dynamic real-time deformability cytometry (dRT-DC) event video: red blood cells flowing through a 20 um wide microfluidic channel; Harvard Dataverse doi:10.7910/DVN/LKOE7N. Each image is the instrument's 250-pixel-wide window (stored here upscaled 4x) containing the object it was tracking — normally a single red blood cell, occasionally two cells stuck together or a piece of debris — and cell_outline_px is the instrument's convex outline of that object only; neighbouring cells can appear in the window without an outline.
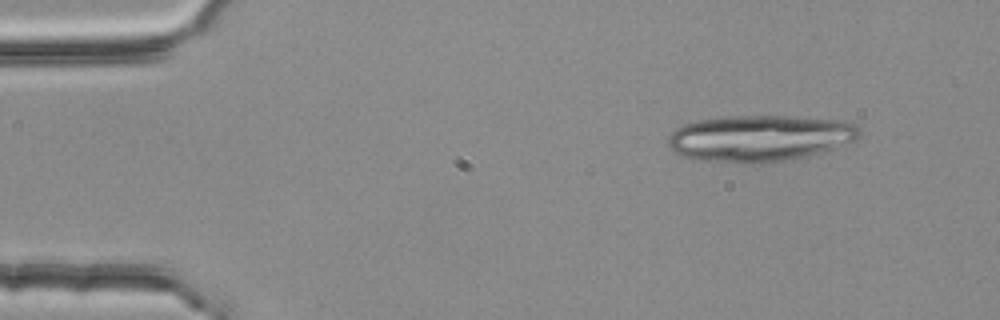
{"species": "common noctule bat (a hibernating species)", "species_latin": "Nyctalus noctula", "temperature_condition": "room temperature", "stored_images_in_passage": 3, "camera_frame_rate_fps": 3000, "um_per_image_px": 0.085, "animal": {"sex": "female", "body_mass_g": 25.1}, "frame": {"image": 1, "passage_image": 1, "time_ms": 0.0, "image_size_px": [1000, 320], "cell_outline_px": [[860, 136], [856, 140], [832, 148], [804, 156], [768, 164], [748, 164], [700, 160], [680, 156], [672, 152], [668, 144], [668, 136], [676, 128], [684, 124], [700, 120], [724, 116], [792, 116], [836, 120], [856, 124], [860, 128]], "centroid_in_image_um": [64.53, 11.76], "position_along_channel_um": 20.5, "area_um2": 51.96}}